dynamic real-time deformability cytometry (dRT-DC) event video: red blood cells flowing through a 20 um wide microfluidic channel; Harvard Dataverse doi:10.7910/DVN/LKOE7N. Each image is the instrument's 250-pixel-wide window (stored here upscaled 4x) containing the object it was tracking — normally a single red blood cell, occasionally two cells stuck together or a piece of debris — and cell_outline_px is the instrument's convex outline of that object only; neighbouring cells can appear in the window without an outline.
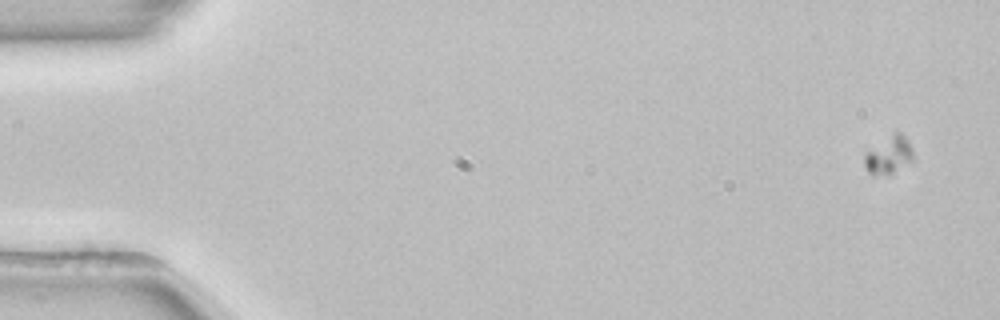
{"species": "common noctule bat (a hibernating species)", "species_latin": "Nyctalus noctula", "temperature_condition": "room temperature", "stored_images_in_passage": 59, "camera_frame_rate_fps": 3000, "um_per_image_px": 0.085, "animal": {"sex": "female", "body_mass_g": 22.7, "forearm_length_mm": 54.2}, "frame": {"image": 1, "passage_image": 4, "time_ms": 1.0, "image_size_px": [1000, 320], "cell_outline_px": [[912, 156], [908, 160], [892, 172], [872, 176], [868, 172], [864, 164], [864, 152], [896, 132], [900, 132], [908, 140], [912, 148]], "centroid_in_image_um": [75.47, 13.16], "position_along_channel_um": 9.5, "area_um2": 10.12}}
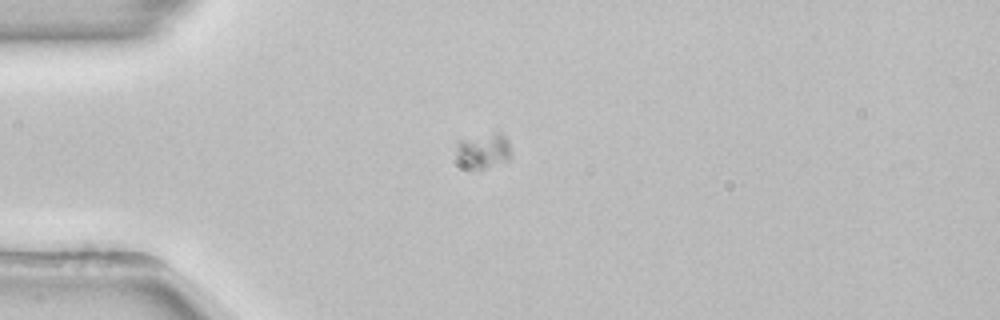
{"frame": {"image": 2, "passage_image": 17, "time_ms": 5.333, "image_size_px": [1000, 320], "cell_outline_px": [[508, 160], [484, 168], [476, 168], [464, 164], [460, 160], [456, 152], [456, 140], [496, 132], [500, 132], [508, 140]], "centroid_in_image_um": [41.06, 12.76], "position_along_channel_um": 43.9, "area_um2": 10.75}}